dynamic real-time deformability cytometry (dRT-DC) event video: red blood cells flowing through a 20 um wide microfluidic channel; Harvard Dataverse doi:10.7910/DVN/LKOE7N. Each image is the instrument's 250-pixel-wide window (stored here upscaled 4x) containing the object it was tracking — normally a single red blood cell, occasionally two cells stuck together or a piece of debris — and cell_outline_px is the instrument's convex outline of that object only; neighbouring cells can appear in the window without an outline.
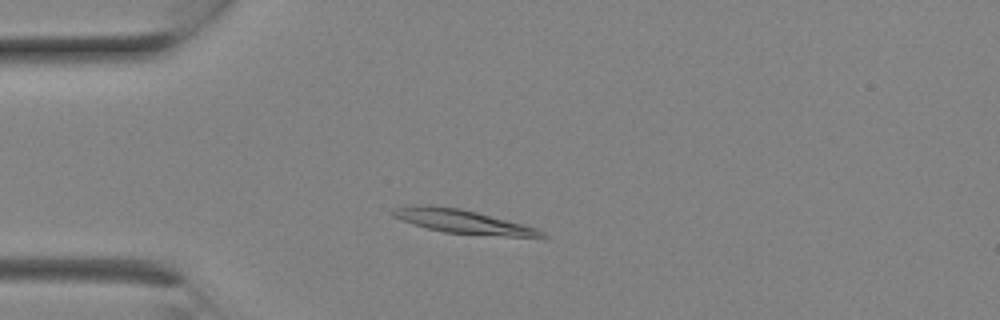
{"species": "Egyptian fruit bat (a non-hibernating species)", "species_latin": "Rousettus aegyptiacus", "temperature_condition": "room temperature", "stored_images_in_passage": 8, "camera_frame_rate_fps": 3000, "um_per_image_px": 0.085, "animal": {"sex": "female"}, "frame": {"image": 1, "passage_image": 3, "time_ms": 0.667, "image_size_px": [1000, 320], "cell_outline_px": [[548, 236], [508, 236], [444, 232], [412, 224], [392, 216], [388, 212], [392, 208], [412, 204], [416, 204], [460, 208], [476, 212], [536, 228], [544, 232]], "centroid_in_image_um": [39.18, 18.8], "position_along_channel_um": 45.8, "area_um2": 20.17}}
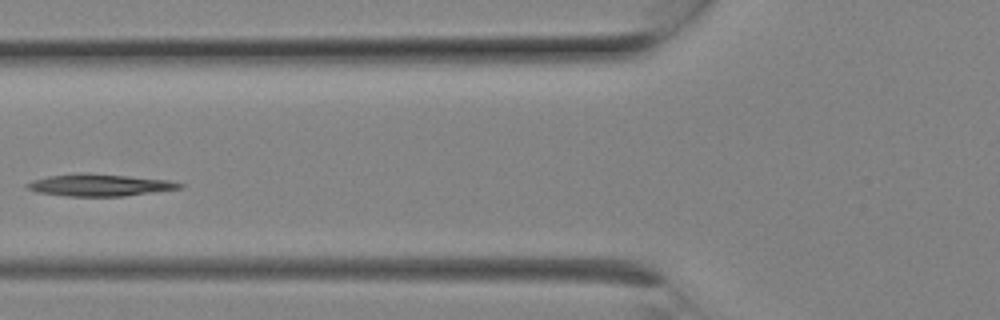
{"frame": {"image": 2, "passage_image": 6, "time_ms": 1.667, "image_size_px": [1000, 320], "cell_outline_px": [[184, 184], [180, 188], [124, 196], [68, 196], [36, 192], [24, 188], [24, 184], [32, 180], [48, 176], [128, 176], [168, 180]], "centroid_in_image_um": [8.43, 15.78], "position_along_channel_um": 117.4, "area_um2": 18.38}}
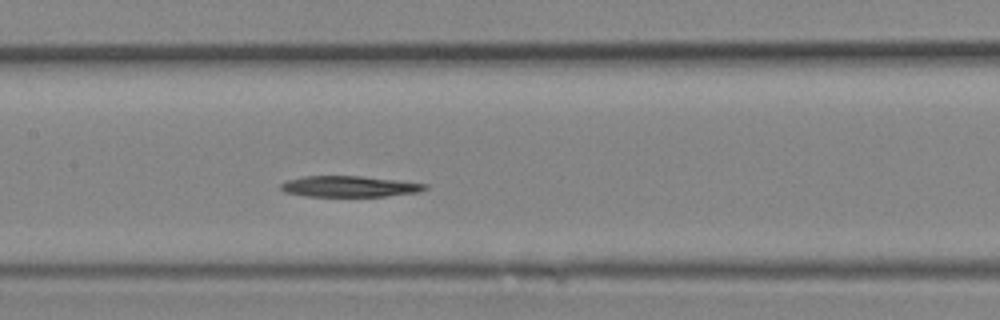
{"frame": {"image": 3, "passage_image": 8, "time_ms": 2.333, "image_size_px": [1000, 320], "cell_outline_px": [[428, 188], [420, 192], [384, 196], [304, 196], [284, 192], [280, 188], [280, 184], [288, 180], [304, 176], [360, 176], [400, 180], [428, 184]], "centroid_in_image_um": [29.72, 15.84], "position_along_channel_um": 177.7, "area_um2": 17.69}}